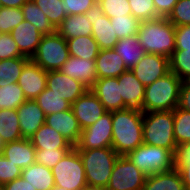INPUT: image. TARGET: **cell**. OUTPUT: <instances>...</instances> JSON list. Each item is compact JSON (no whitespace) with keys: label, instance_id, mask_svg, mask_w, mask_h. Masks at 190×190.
Segmentation results:
<instances>
[{"label":"cell","instance_id":"55","mask_svg":"<svg viewBox=\"0 0 190 190\" xmlns=\"http://www.w3.org/2000/svg\"><path fill=\"white\" fill-rule=\"evenodd\" d=\"M50 190H68L66 188H61L59 186L54 185Z\"/></svg>","mask_w":190,"mask_h":190},{"label":"cell","instance_id":"32","mask_svg":"<svg viewBox=\"0 0 190 190\" xmlns=\"http://www.w3.org/2000/svg\"><path fill=\"white\" fill-rule=\"evenodd\" d=\"M29 60L30 58L28 57L0 60V87L18 83L22 69Z\"/></svg>","mask_w":190,"mask_h":190},{"label":"cell","instance_id":"23","mask_svg":"<svg viewBox=\"0 0 190 190\" xmlns=\"http://www.w3.org/2000/svg\"><path fill=\"white\" fill-rule=\"evenodd\" d=\"M97 78L119 77L127 69L114 49H101L95 59Z\"/></svg>","mask_w":190,"mask_h":190},{"label":"cell","instance_id":"53","mask_svg":"<svg viewBox=\"0 0 190 190\" xmlns=\"http://www.w3.org/2000/svg\"><path fill=\"white\" fill-rule=\"evenodd\" d=\"M2 7L21 8L29 0H0Z\"/></svg>","mask_w":190,"mask_h":190},{"label":"cell","instance_id":"41","mask_svg":"<svg viewBox=\"0 0 190 190\" xmlns=\"http://www.w3.org/2000/svg\"><path fill=\"white\" fill-rule=\"evenodd\" d=\"M97 4L109 18L132 14L128 0H97Z\"/></svg>","mask_w":190,"mask_h":190},{"label":"cell","instance_id":"45","mask_svg":"<svg viewBox=\"0 0 190 190\" xmlns=\"http://www.w3.org/2000/svg\"><path fill=\"white\" fill-rule=\"evenodd\" d=\"M22 169L13 164L10 160L0 155V184H5L21 177Z\"/></svg>","mask_w":190,"mask_h":190},{"label":"cell","instance_id":"43","mask_svg":"<svg viewBox=\"0 0 190 190\" xmlns=\"http://www.w3.org/2000/svg\"><path fill=\"white\" fill-rule=\"evenodd\" d=\"M71 148H59L53 150L36 149V162L47 168H53Z\"/></svg>","mask_w":190,"mask_h":190},{"label":"cell","instance_id":"48","mask_svg":"<svg viewBox=\"0 0 190 190\" xmlns=\"http://www.w3.org/2000/svg\"><path fill=\"white\" fill-rule=\"evenodd\" d=\"M155 5L156 14L159 17L167 18L172 12L174 5L178 0H153Z\"/></svg>","mask_w":190,"mask_h":190},{"label":"cell","instance_id":"4","mask_svg":"<svg viewBox=\"0 0 190 190\" xmlns=\"http://www.w3.org/2000/svg\"><path fill=\"white\" fill-rule=\"evenodd\" d=\"M143 143L177 154L174 137V110L143 112Z\"/></svg>","mask_w":190,"mask_h":190},{"label":"cell","instance_id":"36","mask_svg":"<svg viewBox=\"0 0 190 190\" xmlns=\"http://www.w3.org/2000/svg\"><path fill=\"white\" fill-rule=\"evenodd\" d=\"M170 72L177 75L182 82L190 79V52L174 50L169 58Z\"/></svg>","mask_w":190,"mask_h":190},{"label":"cell","instance_id":"28","mask_svg":"<svg viewBox=\"0 0 190 190\" xmlns=\"http://www.w3.org/2000/svg\"><path fill=\"white\" fill-rule=\"evenodd\" d=\"M21 177L36 190H50L55 185L52 170L37 162L23 169Z\"/></svg>","mask_w":190,"mask_h":190},{"label":"cell","instance_id":"54","mask_svg":"<svg viewBox=\"0 0 190 190\" xmlns=\"http://www.w3.org/2000/svg\"><path fill=\"white\" fill-rule=\"evenodd\" d=\"M81 190H106V188L101 187V186H91V185H86L84 188Z\"/></svg>","mask_w":190,"mask_h":190},{"label":"cell","instance_id":"5","mask_svg":"<svg viewBox=\"0 0 190 190\" xmlns=\"http://www.w3.org/2000/svg\"><path fill=\"white\" fill-rule=\"evenodd\" d=\"M82 159L87 185L106 188L118 155L112 147L77 149Z\"/></svg>","mask_w":190,"mask_h":190},{"label":"cell","instance_id":"6","mask_svg":"<svg viewBox=\"0 0 190 190\" xmlns=\"http://www.w3.org/2000/svg\"><path fill=\"white\" fill-rule=\"evenodd\" d=\"M139 170L148 175L172 170L176 155L169 149L143 143L125 155Z\"/></svg>","mask_w":190,"mask_h":190},{"label":"cell","instance_id":"25","mask_svg":"<svg viewBox=\"0 0 190 190\" xmlns=\"http://www.w3.org/2000/svg\"><path fill=\"white\" fill-rule=\"evenodd\" d=\"M142 190H186L177 167L172 170L146 176Z\"/></svg>","mask_w":190,"mask_h":190},{"label":"cell","instance_id":"16","mask_svg":"<svg viewBox=\"0 0 190 190\" xmlns=\"http://www.w3.org/2000/svg\"><path fill=\"white\" fill-rule=\"evenodd\" d=\"M109 112L126 109L120 95L118 77L98 78L90 88Z\"/></svg>","mask_w":190,"mask_h":190},{"label":"cell","instance_id":"9","mask_svg":"<svg viewBox=\"0 0 190 190\" xmlns=\"http://www.w3.org/2000/svg\"><path fill=\"white\" fill-rule=\"evenodd\" d=\"M146 174L125 155L115 162L106 190H142Z\"/></svg>","mask_w":190,"mask_h":190},{"label":"cell","instance_id":"15","mask_svg":"<svg viewBox=\"0 0 190 190\" xmlns=\"http://www.w3.org/2000/svg\"><path fill=\"white\" fill-rule=\"evenodd\" d=\"M46 82L47 71L30 59L22 69L18 85L23 90L27 100H35L46 88Z\"/></svg>","mask_w":190,"mask_h":190},{"label":"cell","instance_id":"52","mask_svg":"<svg viewBox=\"0 0 190 190\" xmlns=\"http://www.w3.org/2000/svg\"><path fill=\"white\" fill-rule=\"evenodd\" d=\"M185 184V189L190 190V164H176Z\"/></svg>","mask_w":190,"mask_h":190},{"label":"cell","instance_id":"34","mask_svg":"<svg viewBox=\"0 0 190 190\" xmlns=\"http://www.w3.org/2000/svg\"><path fill=\"white\" fill-rule=\"evenodd\" d=\"M26 100L23 90L18 83L0 87V110L17 109Z\"/></svg>","mask_w":190,"mask_h":190},{"label":"cell","instance_id":"46","mask_svg":"<svg viewBox=\"0 0 190 190\" xmlns=\"http://www.w3.org/2000/svg\"><path fill=\"white\" fill-rule=\"evenodd\" d=\"M97 0H63L66 16L75 14H85L89 8L96 5Z\"/></svg>","mask_w":190,"mask_h":190},{"label":"cell","instance_id":"1","mask_svg":"<svg viewBox=\"0 0 190 190\" xmlns=\"http://www.w3.org/2000/svg\"><path fill=\"white\" fill-rule=\"evenodd\" d=\"M143 144V112L126 108L112 112V148L126 155Z\"/></svg>","mask_w":190,"mask_h":190},{"label":"cell","instance_id":"38","mask_svg":"<svg viewBox=\"0 0 190 190\" xmlns=\"http://www.w3.org/2000/svg\"><path fill=\"white\" fill-rule=\"evenodd\" d=\"M57 28L66 17L63 0H32Z\"/></svg>","mask_w":190,"mask_h":190},{"label":"cell","instance_id":"3","mask_svg":"<svg viewBox=\"0 0 190 190\" xmlns=\"http://www.w3.org/2000/svg\"><path fill=\"white\" fill-rule=\"evenodd\" d=\"M181 79L172 72L145 86L142 112L170 111L179 105Z\"/></svg>","mask_w":190,"mask_h":190},{"label":"cell","instance_id":"26","mask_svg":"<svg viewBox=\"0 0 190 190\" xmlns=\"http://www.w3.org/2000/svg\"><path fill=\"white\" fill-rule=\"evenodd\" d=\"M56 31L66 40L92 35V23L85 14L68 15L56 28Z\"/></svg>","mask_w":190,"mask_h":190},{"label":"cell","instance_id":"13","mask_svg":"<svg viewBox=\"0 0 190 190\" xmlns=\"http://www.w3.org/2000/svg\"><path fill=\"white\" fill-rule=\"evenodd\" d=\"M46 87L71 104L89 89L60 70L47 71Z\"/></svg>","mask_w":190,"mask_h":190},{"label":"cell","instance_id":"2","mask_svg":"<svg viewBox=\"0 0 190 190\" xmlns=\"http://www.w3.org/2000/svg\"><path fill=\"white\" fill-rule=\"evenodd\" d=\"M136 36L145 53L170 58L175 50V26L165 17L142 21Z\"/></svg>","mask_w":190,"mask_h":190},{"label":"cell","instance_id":"40","mask_svg":"<svg viewBox=\"0 0 190 190\" xmlns=\"http://www.w3.org/2000/svg\"><path fill=\"white\" fill-rule=\"evenodd\" d=\"M132 15L140 22L159 18L153 0H128Z\"/></svg>","mask_w":190,"mask_h":190},{"label":"cell","instance_id":"31","mask_svg":"<svg viewBox=\"0 0 190 190\" xmlns=\"http://www.w3.org/2000/svg\"><path fill=\"white\" fill-rule=\"evenodd\" d=\"M24 20L33 24L43 35H49L56 32V28L49 21L47 16L32 0H29L21 7Z\"/></svg>","mask_w":190,"mask_h":190},{"label":"cell","instance_id":"24","mask_svg":"<svg viewBox=\"0 0 190 190\" xmlns=\"http://www.w3.org/2000/svg\"><path fill=\"white\" fill-rule=\"evenodd\" d=\"M35 149H59L73 148L74 146L54 128H51L44 123L32 136L29 138Z\"/></svg>","mask_w":190,"mask_h":190},{"label":"cell","instance_id":"44","mask_svg":"<svg viewBox=\"0 0 190 190\" xmlns=\"http://www.w3.org/2000/svg\"><path fill=\"white\" fill-rule=\"evenodd\" d=\"M25 57L23 56L18 45L10 33H0V60Z\"/></svg>","mask_w":190,"mask_h":190},{"label":"cell","instance_id":"35","mask_svg":"<svg viewBox=\"0 0 190 190\" xmlns=\"http://www.w3.org/2000/svg\"><path fill=\"white\" fill-rule=\"evenodd\" d=\"M174 137L177 147L190 142V112L178 106L174 109Z\"/></svg>","mask_w":190,"mask_h":190},{"label":"cell","instance_id":"20","mask_svg":"<svg viewBox=\"0 0 190 190\" xmlns=\"http://www.w3.org/2000/svg\"><path fill=\"white\" fill-rule=\"evenodd\" d=\"M62 73L82 82L89 89L97 78L95 59H83L69 56L68 60L59 69Z\"/></svg>","mask_w":190,"mask_h":190},{"label":"cell","instance_id":"18","mask_svg":"<svg viewBox=\"0 0 190 190\" xmlns=\"http://www.w3.org/2000/svg\"><path fill=\"white\" fill-rule=\"evenodd\" d=\"M23 138H30L44 123L46 115L35 100H26L17 108Z\"/></svg>","mask_w":190,"mask_h":190},{"label":"cell","instance_id":"14","mask_svg":"<svg viewBox=\"0 0 190 190\" xmlns=\"http://www.w3.org/2000/svg\"><path fill=\"white\" fill-rule=\"evenodd\" d=\"M80 127L83 129L94 124L107 112L97 96L88 89L71 106Z\"/></svg>","mask_w":190,"mask_h":190},{"label":"cell","instance_id":"29","mask_svg":"<svg viewBox=\"0 0 190 190\" xmlns=\"http://www.w3.org/2000/svg\"><path fill=\"white\" fill-rule=\"evenodd\" d=\"M0 138L3 144L23 139L17 109L0 110Z\"/></svg>","mask_w":190,"mask_h":190},{"label":"cell","instance_id":"39","mask_svg":"<svg viewBox=\"0 0 190 190\" xmlns=\"http://www.w3.org/2000/svg\"><path fill=\"white\" fill-rule=\"evenodd\" d=\"M24 21L21 8L0 7V33L11 31Z\"/></svg>","mask_w":190,"mask_h":190},{"label":"cell","instance_id":"56","mask_svg":"<svg viewBox=\"0 0 190 190\" xmlns=\"http://www.w3.org/2000/svg\"><path fill=\"white\" fill-rule=\"evenodd\" d=\"M2 146H3V143H2V140L0 138V155H1V151H2Z\"/></svg>","mask_w":190,"mask_h":190},{"label":"cell","instance_id":"11","mask_svg":"<svg viewBox=\"0 0 190 190\" xmlns=\"http://www.w3.org/2000/svg\"><path fill=\"white\" fill-rule=\"evenodd\" d=\"M85 15L92 23V37L97 42L99 49H113L119 39L110 18L104 14L99 4L96 3L92 8H89Z\"/></svg>","mask_w":190,"mask_h":190},{"label":"cell","instance_id":"49","mask_svg":"<svg viewBox=\"0 0 190 190\" xmlns=\"http://www.w3.org/2000/svg\"><path fill=\"white\" fill-rule=\"evenodd\" d=\"M178 107L190 112V84L187 81L181 84Z\"/></svg>","mask_w":190,"mask_h":190},{"label":"cell","instance_id":"51","mask_svg":"<svg viewBox=\"0 0 190 190\" xmlns=\"http://www.w3.org/2000/svg\"><path fill=\"white\" fill-rule=\"evenodd\" d=\"M176 164H190V142L178 147Z\"/></svg>","mask_w":190,"mask_h":190},{"label":"cell","instance_id":"7","mask_svg":"<svg viewBox=\"0 0 190 190\" xmlns=\"http://www.w3.org/2000/svg\"><path fill=\"white\" fill-rule=\"evenodd\" d=\"M51 170L56 186L68 190H81L87 185L84 165L75 147L71 148Z\"/></svg>","mask_w":190,"mask_h":190},{"label":"cell","instance_id":"50","mask_svg":"<svg viewBox=\"0 0 190 190\" xmlns=\"http://www.w3.org/2000/svg\"><path fill=\"white\" fill-rule=\"evenodd\" d=\"M2 190H36L28 181H25L22 177L17 178L4 186Z\"/></svg>","mask_w":190,"mask_h":190},{"label":"cell","instance_id":"8","mask_svg":"<svg viewBox=\"0 0 190 190\" xmlns=\"http://www.w3.org/2000/svg\"><path fill=\"white\" fill-rule=\"evenodd\" d=\"M66 39L57 31L43 35L31 60L45 71L59 70L69 58Z\"/></svg>","mask_w":190,"mask_h":190},{"label":"cell","instance_id":"17","mask_svg":"<svg viewBox=\"0 0 190 190\" xmlns=\"http://www.w3.org/2000/svg\"><path fill=\"white\" fill-rule=\"evenodd\" d=\"M45 123L61 133L73 146L80 138L82 128L71 109L46 115Z\"/></svg>","mask_w":190,"mask_h":190},{"label":"cell","instance_id":"33","mask_svg":"<svg viewBox=\"0 0 190 190\" xmlns=\"http://www.w3.org/2000/svg\"><path fill=\"white\" fill-rule=\"evenodd\" d=\"M45 115L58 113L71 109L72 104L62 97L53 93L49 88H45L35 99Z\"/></svg>","mask_w":190,"mask_h":190},{"label":"cell","instance_id":"22","mask_svg":"<svg viewBox=\"0 0 190 190\" xmlns=\"http://www.w3.org/2000/svg\"><path fill=\"white\" fill-rule=\"evenodd\" d=\"M18 45L20 53L28 58H32L41 41L43 34L28 21H22L10 33Z\"/></svg>","mask_w":190,"mask_h":190},{"label":"cell","instance_id":"30","mask_svg":"<svg viewBox=\"0 0 190 190\" xmlns=\"http://www.w3.org/2000/svg\"><path fill=\"white\" fill-rule=\"evenodd\" d=\"M69 55L83 59H96L100 51L97 42L89 36H79L66 40Z\"/></svg>","mask_w":190,"mask_h":190},{"label":"cell","instance_id":"27","mask_svg":"<svg viewBox=\"0 0 190 190\" xmlns=\"http://www.w3.org/2000/svg\"><path fill=\"white\" fill-rule=\"evenodd\" d=\"M113 49L121 56L127 69L130 70L145 54V51L136 35L119 39Z\"/></svg>","mask_w":190,"mask_h":190},{"label":"cell","instance_id":"42","mask_svg":"<svg viewBox=\"0 0 190 190\" xmlns=\"http://www.w3.org/2000/svg\"><path fill=\"white\" fill-rule=\"evenodd\" d=\"M167 19L175 27L190 25V0H178Z\"/></svg>","mask_w":190,"mask_h":190},{"label":"cell","instance_id":"19","mask_svg":"<svg viewBox=\"0 0 190 190\" xmlns=\"http://www.w3.org/2000/svg\"><path fill=\"white\" fill-rule=\"evenodd\" d=\"M120 95L126 108L141 110L145 95V86L128 69L118 77Z\"/></svg>","mask_w":190,"mask_h":190},{"label":"cell","instance_id":"47","mask_svg":"<svg viewBox=\"0 0 190 190\" xmlns=\"http://www.w3.org/2000/svg\"><path fill=\"white\" fill-rule=\"evenodd\" d=\"M175 50L190 52V25L175 27Z\"/></svg>","mask_w":190,"mask_h":190},{"label":"cell","instance_id":"37","mask_svg":"<svg viewBox=\"0 0 190 190\" xmlns=\"http://www.w3.org/2000/svg\"><path fill=\"white\" fill-rule=\"evenodd\" d=\"M110 22L115 30V33L117 34L118 39L137 35L139 25L141 23L132 14L120 17L115 16L110 18Z\"/></svg>","mask_w":190,"mask_h":190},{"label":"cell","instance_id":"21","mask_svg":"<svg viewBox=\"0 0 190 190\" xmlns=\"http://www.w3.org/2000/svg\"><path fill=\"white\" fill-rule=\"evenodd\" d=\"M1 154L22 170L36 162V149L28 138L3 144Z\"/></svg>","mask_w":190,"mask_h":190},{"label":"cell","instance_id":"12","mask_svg":"<svg viewBox=\"0 0 190 190\" xmlns=\"http://www.w3.org/2000/svg\"><path fill=\"white\" fill-rule=\"evenodd\" d=\"M131 71L144 86H148L170 72L169 58L159 54L145 53Z\"/></svg>","mask_w":190,"mask_h":190},{"label":"cell","instance_id":"10","mask_svg":"<svg viewBox=\"0 0 190 190\" xmlns=\"http://www.w3.org/2000/svg\"><path fill=\"white\" fill-rule=\"evenodd\" d=\"M76 149L112 147V112L104 113L94 124L82 130Z\"/></svg>","mask_w":190,"mask_h":190}]
</instances>
